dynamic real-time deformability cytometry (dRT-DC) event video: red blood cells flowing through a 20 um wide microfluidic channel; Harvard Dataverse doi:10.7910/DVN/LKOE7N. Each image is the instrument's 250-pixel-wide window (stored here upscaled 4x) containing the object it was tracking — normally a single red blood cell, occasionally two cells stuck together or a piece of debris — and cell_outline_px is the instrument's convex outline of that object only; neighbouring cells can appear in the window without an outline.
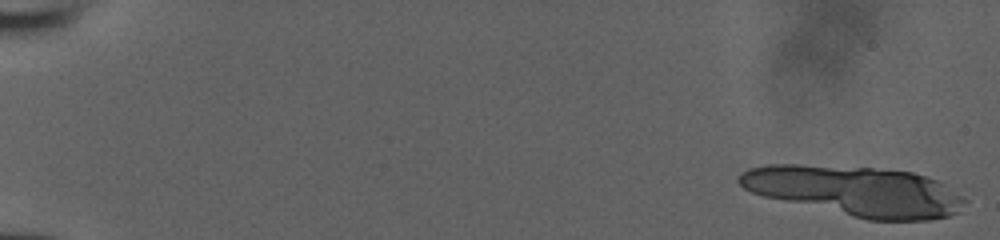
{"species": "human", "species_latin": "Homo sapiens", "temperature_condition": "room temperature", "stored_images_in_passage": 15, "camera_frame_rate_fps": 3000, "um_per_image_px": 0.085, "donor": {"sex": "male"}, "frame": {"image": 1, "passage_image": 1, "time_ms": 0.0, "image_size_px": [1000, 240], "cell_outline_px": [[968, 200], [960, 212], [948, 216], [928, 220], [868, 220], [764, 196], [752, 192], [744, 188], [736, 180], [736, 176], [740, 172], [748, 168], [768, 164], [800, 164], [872, 168], [912, 172], [936, 180], [944, 184]], "centroid_in_image_um": [72.69, 16.23], "position_along_channel_um": 12.3, "area_um2": 65.49}}